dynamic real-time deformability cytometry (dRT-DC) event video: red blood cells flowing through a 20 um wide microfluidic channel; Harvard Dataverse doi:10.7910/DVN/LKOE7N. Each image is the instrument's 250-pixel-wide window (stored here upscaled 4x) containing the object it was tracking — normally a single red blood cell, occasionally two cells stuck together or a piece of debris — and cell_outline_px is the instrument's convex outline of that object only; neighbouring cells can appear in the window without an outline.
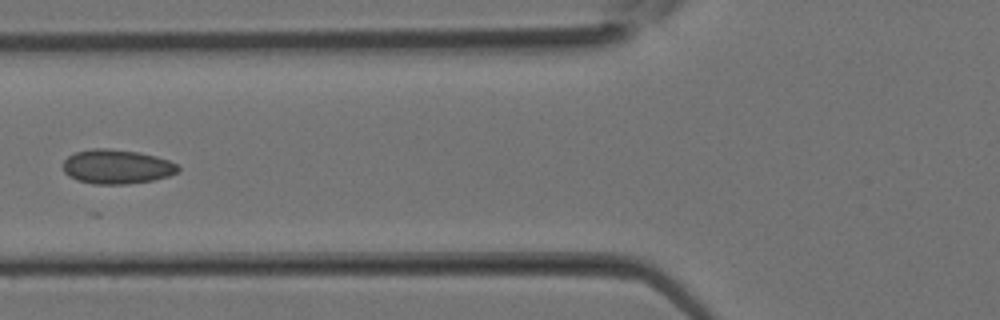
{"species": "Egyptian fruit bat (a non-hibernating species)", "species_latin": "Rousettus aegyptiacus", "temperature_condition": "room temperature", "stored_images_in_passage": 21, "camera_frame_rate_fps": 3000, "um_per_image_px": 0.085, "animal": {"sex": "female"}, "frame": {"image": 1, "passage_image": 12, "time_ms": 3.667, "image_size_px": [1000, 320], "cell_outline_px": [[180, 168], [176, 172], [168, 176], [152, 180], [128, 184], [92, 184], [76, 180], [68, 176], [64, 172], [64, 160], [68, 156], [76, 152], [92, 148], [108, 148], [136, 152], [156, 156], [168, 160], [176, 164]], "centroid_in_image_um": [9.89, 14.17], "position_along_channel_um": 115.9, "area_um2": 22.95}}
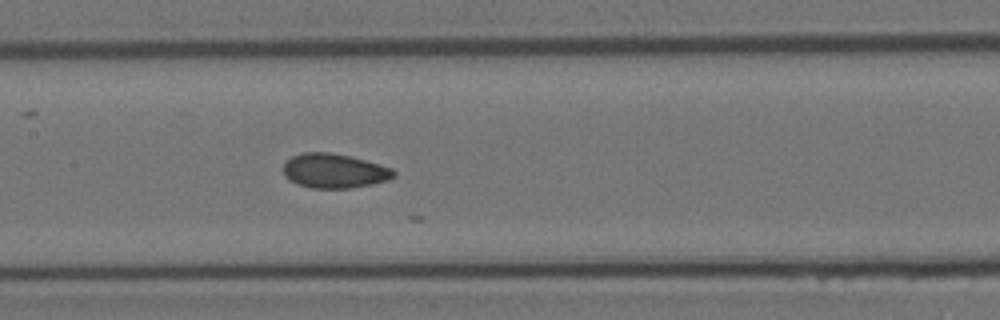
{"frame": {"image": 2, "passage_image": 15, "time_ms": 4.667, "image_size_px": [1000, 320], "cell_outline_px": [[396, 176], [388, 180], [372, 184], [348, 188], [312, 188], [288, 180], [284, 176], [284, 164], [292, 156], [304, 152], [328, 152], [348, 156], [380, 164], [392, 168], [396, 172]], "centroid_in_image_um": [28.43, 14.52], "position_along_channel_um": 179.0, "area_um2": 22.02}}
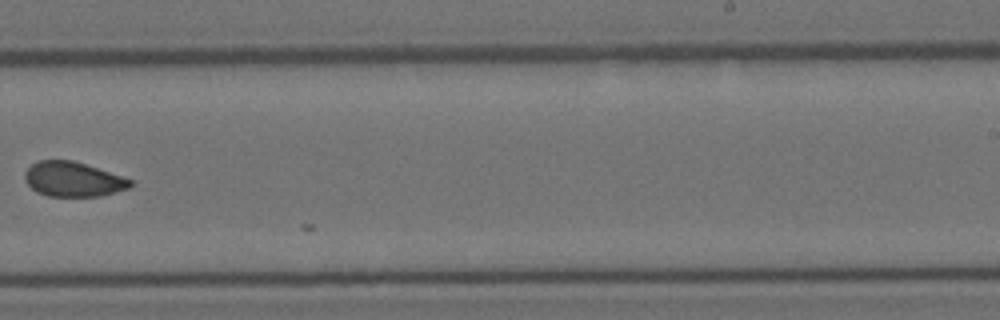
{"frame": {"image": 3, "passage_image": 20, "time_ms": 6.333, "image_size_px": [1000, 320], "cell_outline_px": [[136, 184], [128, 188], [104, 196], [48, 196], [36, 192], [24, 180], [24, 172], [32, 164], [40, 160], [72, 160], [132, 180]], "centroid_in_image_um": [6.2, 15.25], "position_along_channel_um": 282.8, "area_um2": 21.27}}